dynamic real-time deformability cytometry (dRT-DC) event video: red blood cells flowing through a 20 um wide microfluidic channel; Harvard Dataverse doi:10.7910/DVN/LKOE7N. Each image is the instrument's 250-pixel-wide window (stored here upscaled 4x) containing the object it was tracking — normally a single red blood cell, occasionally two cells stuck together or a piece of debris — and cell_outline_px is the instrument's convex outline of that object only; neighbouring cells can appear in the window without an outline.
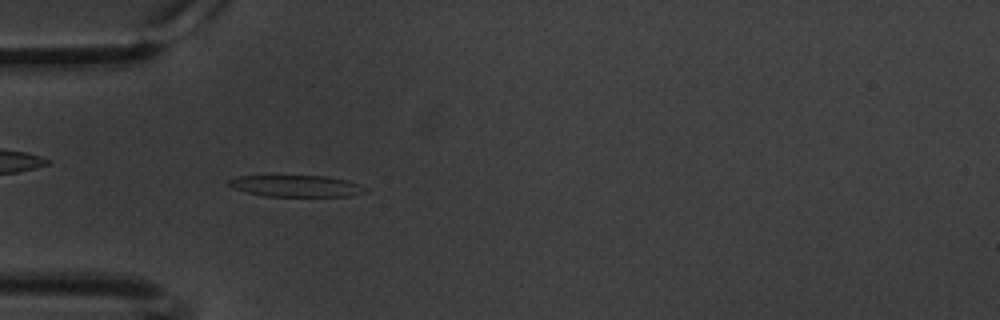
{"species": "common noctule bat (a hibernating species)", "species_latin": "Nyctalus noctula", "temperature_condition": "warm", "stored_images_in_passage": 45, "camera_frame_rate_fps": 3000, "um_per_image_px": 0.085, "animal": {"sex": "male", "body_mass_g": 20.1, "forearm_length_mm": 53.5}, "frame": {"image": 1, "passage_image": 3, "time_ms": 0.667, "image_size_px": [1000, 320], "cell_outline_px": [[368, 188], [364, 192], [352, 196], [264, 196], [232, 188], [228, 184], [228, 180], [236, 176], [328, 176], [348, 180]], "centroid_in_image_um": [25.19, 15.81], "position_along_channel_um": 59.8, "area_um2": 17.11}}
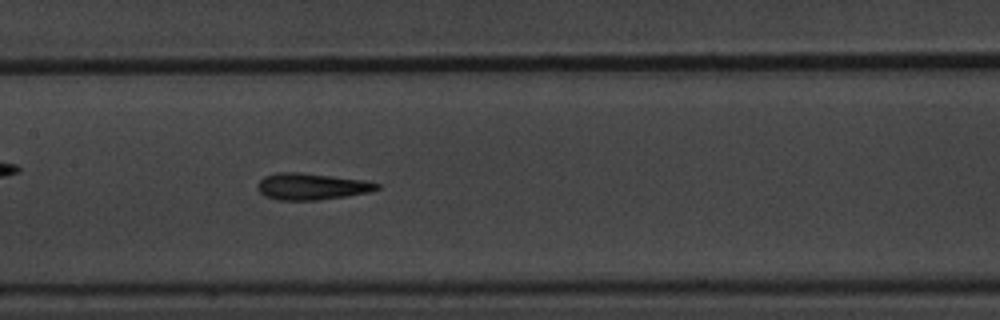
{"frame": {"image": 2, "passage_image": 14, "time_ms": 4.333, "image_size_px": [1000, 320], "cell_outline_px": [[380, 188], [368, 192], [348, 196], [320, 200], [276, 200], [264, 196], [256, 188], [256, 184], [264, 176], [276, 172], [296, 172], [368, 180], [380, 184]], "centroid_in_image_um": [26.47, 15.85], "position_along_channel_um": 180.9, "area_um2": 18.73}}
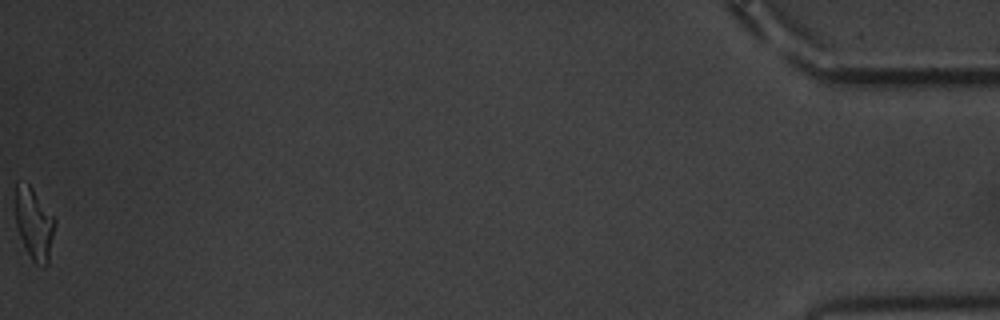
{"frame": {"image": 3, "passage_image": 45, "time_ms": 14.667, "image_size_px": [1000, 320], "cell_outline_px": [[56, 224], [48, 264], [44, 268], [36, 264], [32, 260], [24, 248], [16, 224], [12, 204], [16, 180], [28, 184], [32, 188], [56, 220]], "centroid_in_image_um": [2.85, 19.0], "position_along_channel_um": 432.3, "area_um2": 17.17}, "authors_computed_cell_mechanics": {"area_um2": 17.7446, "velocity_mm_per_s": 3.3776, "shape_relaxation_time_tau1_ms": 5.2418, "shape_relaxation_time_tau2_ms": 2.0923, "deformation_change_tau1": 0.192, "deformation_change_tau2": 0.1095}}